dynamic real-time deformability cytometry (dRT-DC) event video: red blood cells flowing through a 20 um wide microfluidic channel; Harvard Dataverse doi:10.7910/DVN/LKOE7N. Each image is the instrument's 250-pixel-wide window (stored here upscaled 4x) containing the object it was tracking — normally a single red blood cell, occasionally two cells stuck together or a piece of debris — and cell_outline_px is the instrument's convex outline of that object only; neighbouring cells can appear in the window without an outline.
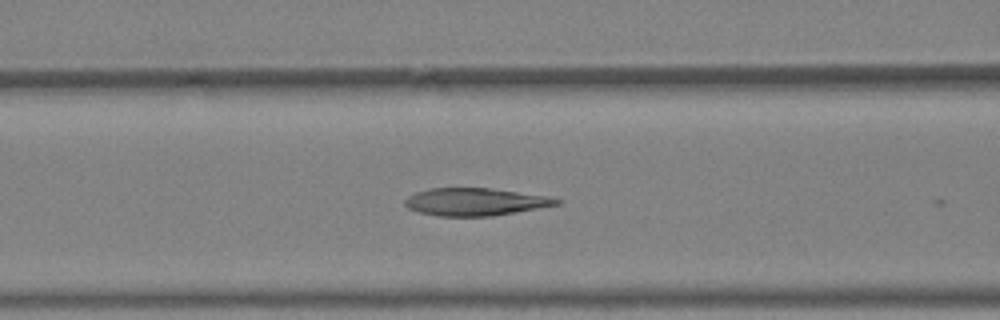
{"species": "Egyptian fruit bat (a non-hibernating species)", "species_latin": "Rousettus aegyptiacus", "temperature_condition": "warm", "stored_images_in_passage": 22, "camera_frame_rate_fps": 3000, "um_per_image_px": 0.085, "animal": {"sex": "female"}, "frame": {"image": 1, "passage_image": 18, "time_ms": 5.667, "image_size_px": [1000, 320], "cell_outline_px": [[560, 204], [516, 212], [492, 216], [436, 216], [420, 212], [408, 208], [404, 204], [404, 200], [408, 196], [416, 192], [428, 188], [488, 188], [552, 196], [560, 200]], "centroid_in_image_um": [40.39, 17.15], "position_along_channel_um": 126.2, "area_um2": 24.39}}
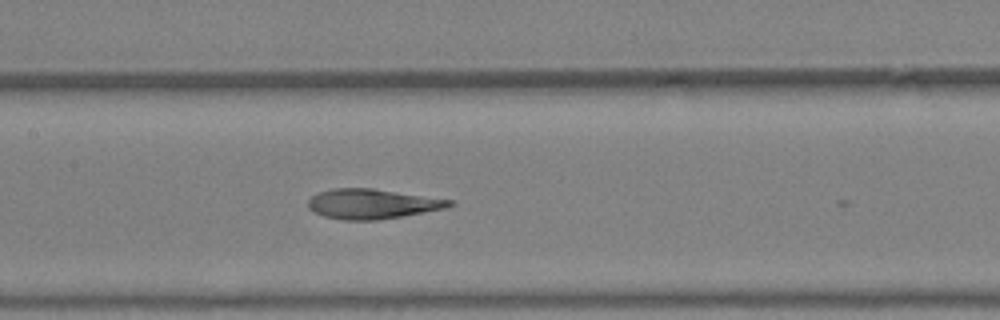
{"frame": {"image": 2, "passage_image": 21, "time_ms": 6.667, "image_size_px": [1000, 320], "cell_outline_px": [[456, 204], [444, 208], [400, 216], [376, 220], [344, 220], [324, 216], [308, 208], [308, 200], [312, 196], [320, 192], [332, 188], [372, 188], [456, 200]], "centroid_in_image_um": [31.66, 17.32], "position_along_channel_um": 175.7, "area_um2": 24.45}}